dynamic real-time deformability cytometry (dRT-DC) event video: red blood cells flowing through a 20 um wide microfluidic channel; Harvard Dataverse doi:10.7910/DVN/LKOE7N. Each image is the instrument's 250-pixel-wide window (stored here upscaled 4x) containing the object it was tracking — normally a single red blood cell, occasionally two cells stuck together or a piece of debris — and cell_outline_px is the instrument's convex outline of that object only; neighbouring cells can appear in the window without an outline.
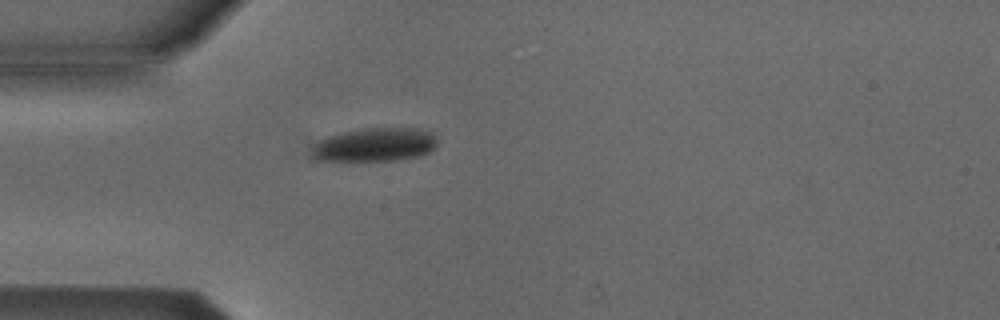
{"species": "Egyptian fruit bat (a non-hibernating species)", "species_latin": "Rousettus aegyptiacus", "temperature_condition": "cold", "stored_images_in_passage": 39, "camera_frame_rate_fps": 3000, "um_per_image_px": 0.085, "animal": {"sex": "male"}, "frame": {"image": 1, "passage_image": 1, "time_ms": 0.0, "image_size_px": [1000, 320], "cell_outline_px": [[436, 144], [428, 152], [416, 156], [392, 160], [316, 160], [312, 156], [312, 148], [320, 140], [328, 136], [360, 128], [420, 128], [432, 132], [436, 136]], "centroid_in_image_um": [31.87, 12.28], "position_along_channel_um": 53.1, "area_um2": 24.28}}
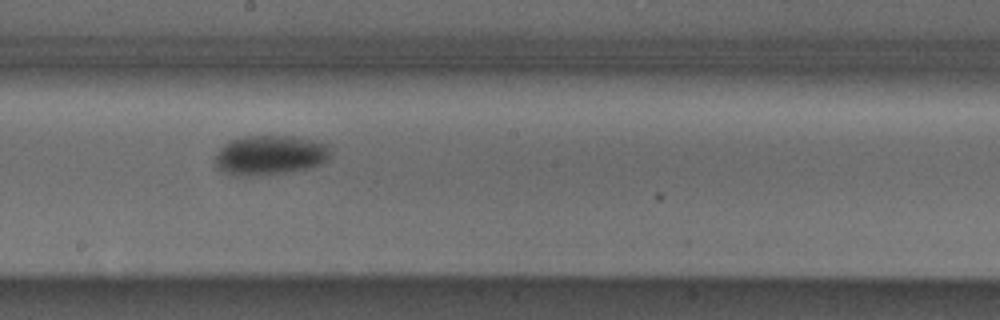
{"frame": {"image": 2, "passage_image": 15, "time_ms": 4.667, "image_size_px": [1000, 320], "cell_outline_px": [[332, 156], [328, 160], [320, 164], [308, 168], [284, 172], [252, 176], [244, 176], [224, 172], [216, 168], [216, 156], [220, 148], [224, 144], [232, 140], [244, 136], [292, 136], [328, 144], [332, 148]], "centroid_in_image_um": [22.99, 13.18], "position_along_channel_um": 225.2, "area_um2": 26.59}}
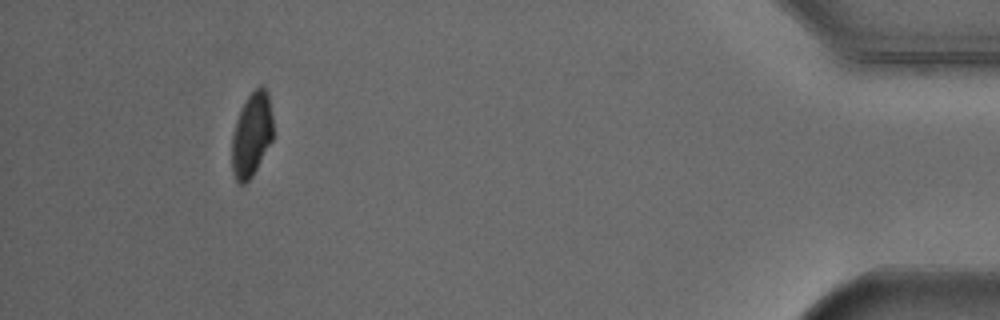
{"frame": {"image": 3, "passage_image": 35, "time_ms": 11.333, "image_size_px": [1000, 320], "cell_outline_px": [[272, 140], [252, 176], [244, 184], [240, 184], [236, 180], [232, 172], [232, 136], [236, 120], [248, 96], [260, 84], [268, 92], [272, 116]], "centroid_in_image_um": [21.38, 11.45], "position_along_channel_um": 413.8, "area_um2": 19.94}, "authors_computed_cell_mechanics": {"area_um2": 24.9118, "velocity_mm_per_s": 3.8519, "shape_relaxation_time_tau1_ms": 3.0301, "shape_relaxation_time_tau2_ms": null, "deformation_change_tau1": 0.0982, "deformation_change_tau2": null}}